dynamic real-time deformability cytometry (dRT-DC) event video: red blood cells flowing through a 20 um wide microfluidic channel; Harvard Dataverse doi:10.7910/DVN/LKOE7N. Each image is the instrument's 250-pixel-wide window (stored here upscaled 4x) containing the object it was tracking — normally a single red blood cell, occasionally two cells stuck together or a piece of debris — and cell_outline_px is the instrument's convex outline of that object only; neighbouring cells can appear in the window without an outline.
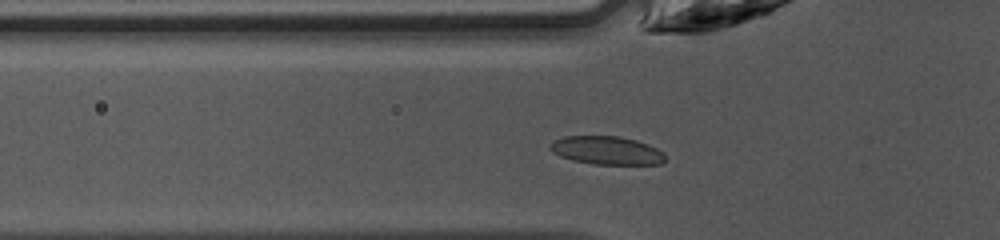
{"species": "common noctule bat (a hibernating species)", "species_latin": "Nyctalus noctula", "temperature_condition": "warm", "stored_images_in_passage": 34, "camera_frame_rate_fps": 3000, "um_per_image_px": 0.085, "animal": {"sex": "female", "body_mass_g": 10.0, "forearm_length_mm": 53.1}, "frame": {"image": 1, "passage_image": 3, "time_ms": 0.667, "image_size_px": [1000, 240], "cell_outline_px": [[664, 160], [660, 164], [592, 164], [572, 160], [560, 156], [552, 152], [548, 148], [548, 144], [552, 140], [564, 136], [620, 136], [636, 140], [648, 144], [656, 148], [664, 156]], "centroid_in_image_um": [51.48, 12.77], "position_along_channel_um": 74.3, "area_um2": 19.02}}
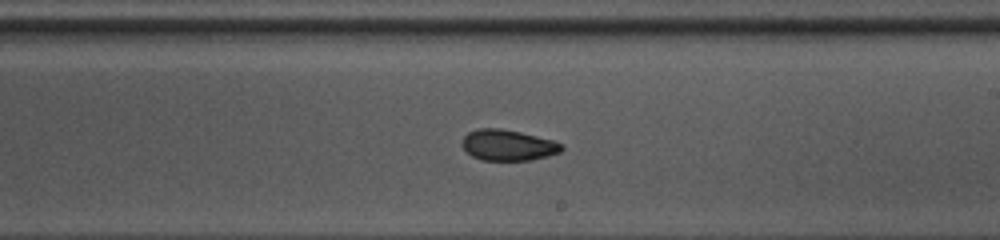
{"frame": {"image": 2, "passage_image": 15, "time_ms": 4.667, "image_size_px": [1000, 240], "cell_outline_px": [[564, 148], [560, 152], [548, 156], [532, 160], [484, 160], [472, 156], [464, 148], [464, 136], [468, 132], [476, 128], [500, 128], [520, 132], [552, 140], [560, 144]], "centroid_in_image_um": [43.19, 12.33], "position_along_channel_um": 245.8, "area_um2": 17.69}}
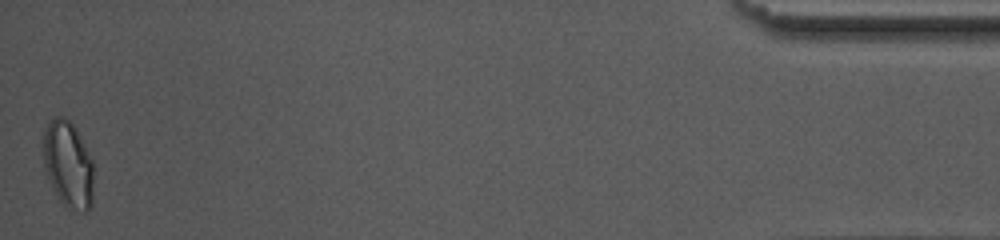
{"frame": {"image": 3, "passage_image": 34, "time_ms": 11.0, "image_size_px": [1000, 240], "cell_outline_px": [[92, 208], [84, 212], [60, 204], [52, 188], [44, 164], [44, 128], [56, 116], [60, 116], [68, 120], [76, 128], [92, 160]], "centroid_in_image_um": [5.79, 14.01], "position_along_channel_um": 429.4, "area_um2": 25.14}, "authors_computed_cell_mechanics": {"area_um2": 18.8428, "velocity_mm_per_s": 4.2524, "shape_relaxation_time_tau1_ms": 4.4191, "shape_relaxation_time_tau2_ms": 1.5531, "deformation_change_tau1": 0.1203, "deformation_change_tau2": 0.0609}}